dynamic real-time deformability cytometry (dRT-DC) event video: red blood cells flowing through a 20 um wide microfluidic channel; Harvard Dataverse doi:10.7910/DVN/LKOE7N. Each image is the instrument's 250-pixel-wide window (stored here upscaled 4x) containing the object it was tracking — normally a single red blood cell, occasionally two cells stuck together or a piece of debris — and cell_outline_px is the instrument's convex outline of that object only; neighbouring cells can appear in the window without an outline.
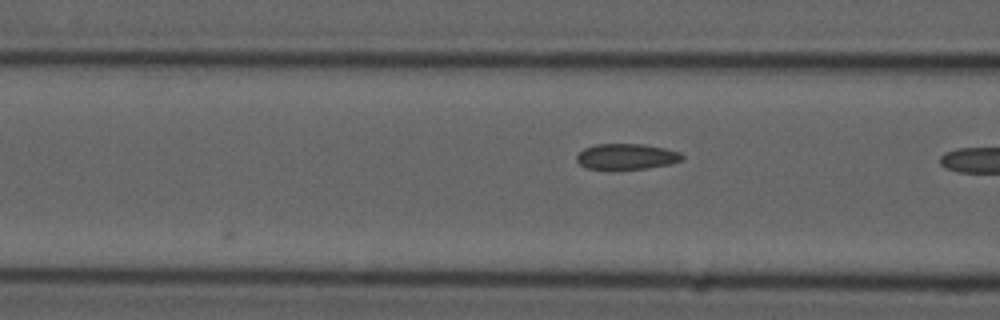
{"species": "common noctule bat (a hibernating species)", "species_latin": "Nyctalus noctula", "temperature_condition": "cold", "stored_images_in_passage": 8, "camera_frame_rate_fps": 3000, "um_per_image_px": 0.085, "animal": {"sex": "male", "forearm_length_mm": 52.5}, "frame": {"image": 1, "passage_image": 8, "time_ms": 2.333, "image_size_px": [1000, 320], "cell_outline_px": [[684, 160], [672, 164], [648, 168], [588, 168], [580, 164], [576, 160], [576, 156], [584, 148], [596, 144], [644, 144], [664, 148], [680, 152], [684, 156]], "centroid_in_image_um": [53.31, 13.29], "position_along_channel_um": 113.3, "area_um2": 15.66}}